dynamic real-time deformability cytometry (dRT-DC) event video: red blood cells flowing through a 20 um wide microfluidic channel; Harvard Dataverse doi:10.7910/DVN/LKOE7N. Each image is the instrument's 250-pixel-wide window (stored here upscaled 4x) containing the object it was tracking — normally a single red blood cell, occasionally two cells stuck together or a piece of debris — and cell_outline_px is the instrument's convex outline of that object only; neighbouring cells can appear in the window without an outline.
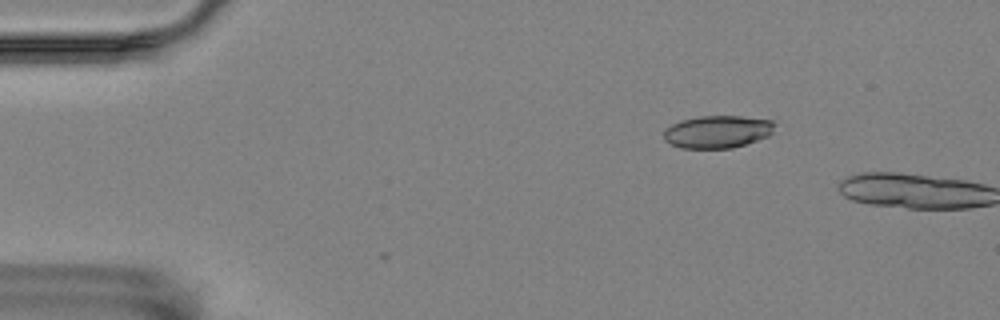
{"species": "Egyptian fruit bat (a non-hibernating species)", "species_latin": "Rousettus aegyptiacus", "temperature_condition": "room temperature", "stored_images_in_passage": 2, "camera_frame_rate_fps": 3000, "um_per_image_px": 0.085, "animal": {"sex": "female"}, "frame": {"image": 1, "passage_image": 1, "time_ms": 0.0, "image_size_px": [1000, 320], "cell_outline_px": [[776, 124], [772, 132], [768, 136], [732, 148], [680, 148], [664, 140], [664, 132], [672, 124], [680, 120], [700, 116], [740, 116], [772, 120]], "centroid_in_image_um": [60.99, 11.19], "position_along_channel_um": 24.0, "area_um2": 20.92}}